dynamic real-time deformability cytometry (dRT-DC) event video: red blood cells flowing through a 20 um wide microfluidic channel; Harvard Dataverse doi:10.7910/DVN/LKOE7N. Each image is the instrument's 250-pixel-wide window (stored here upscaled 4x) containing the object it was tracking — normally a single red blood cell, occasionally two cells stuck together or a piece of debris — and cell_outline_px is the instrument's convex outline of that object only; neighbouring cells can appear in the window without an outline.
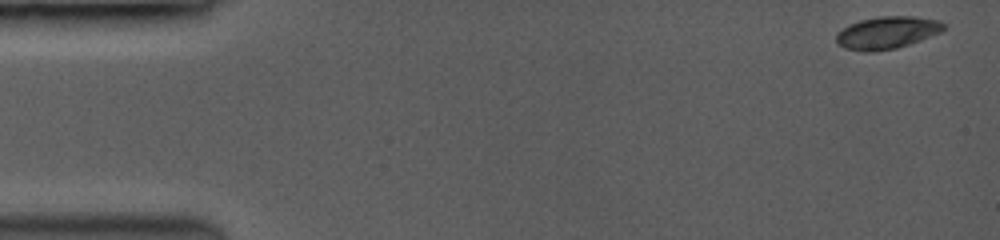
{"species": "common noctule bat (a hibernating species)", "species_latin": "Nyctalus noctula", "temperature_condition": "room temperature", "stored_images_in_passage": 56, "camera_frame_rate_fps": 3500, "um_per_image_px": 0.085, "animal": {"sex": "female", "body_mass_g": 19.0, "forearm_length_mm": 53.3}, "frame": {"image": 1, "passage_image": 1, "time_ms": 0.0, "image_size_px": [1000, 240], "cell_outline_px": [[944, 28], [940, 32], [908, 44], [896, 48], [848, 48], [840, 44], [836, 40], [836, 36], [844, 28], [852, 24], [864, 20], [884, 16], [908, 16], [936, 20], [944, 24]], "centroid_in_image_um": [75.47, 2.72], "position_along_channel_um": 9.5, "area_um2": 18.61}}
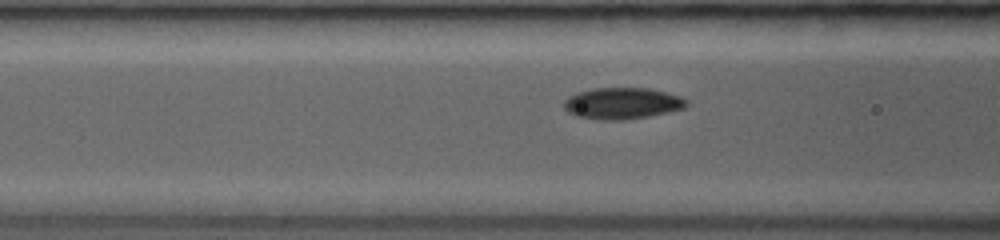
{"frame": {"image": 2, "passage_image": 22, "time_ms": 6.0, "image_size_px": [1000, 240], "cell_outline_px": [[688, 104], [684, 108], [648, 116], [620, 120], [604, 120], [576, 116], [568, 112], [564, 108], [564, 100], [580, 92], [592, 88], [648, 88], [664, 92], [676, 96], [684, 100]], "centroid_in_image_um": [52.84, 8.79], "position_along_channel_um": 113.8, "area_um2": 21.91}}
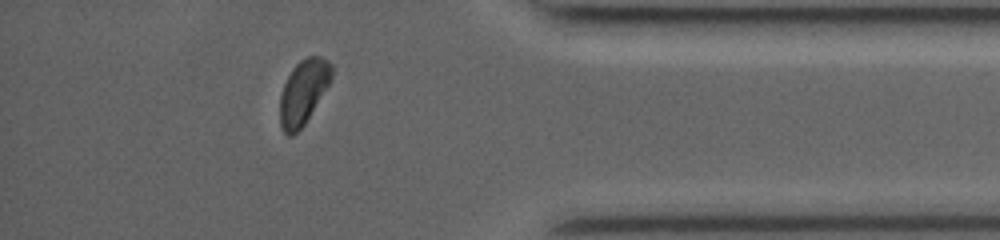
{"frame": {"image": 3, "passage_image": 49, "time_ms": 13.714, "image_size_px": [1000, 240], "cell_outline_px": [[332, 76], [328, 84], [304, 124], [292, 136], [288, 136], [284, 132], [280, 124], [280, 96], [284, 84], [292, 68], [300, 60], [308, 56], [320, 56], [328, 60], [332, 64]], "centroid_in_image_um": [25.77, 7.8], "position_along_channel_um": 409.4, "area_um2": 19.07}, "authors_computed_cell_mechanics": {"area_um2": 20.8658, "velocity_mm_per_s": 4.0124, "shape_relaxation_time_tau1_ms": 2.6105, "shape_relaxation_time_tau2_ms": null, "deformation_change_tau1": 0.1079, "deformation_change_tau2": null}}